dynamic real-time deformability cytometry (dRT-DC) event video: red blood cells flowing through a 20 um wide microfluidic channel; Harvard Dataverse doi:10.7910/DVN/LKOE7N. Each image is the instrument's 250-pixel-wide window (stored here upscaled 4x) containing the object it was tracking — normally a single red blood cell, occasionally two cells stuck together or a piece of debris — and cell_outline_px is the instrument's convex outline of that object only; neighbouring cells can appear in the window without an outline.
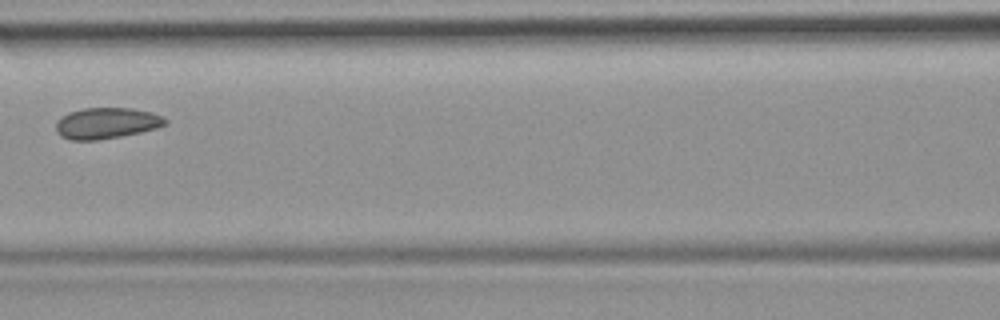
{"species": "common noctule bat (a hibernating species)", "species_latin": "Nyctalus noctula", "temperature_condition": "room temperature", "stored_images_in_passage": 5, "camera_frame_rate_fps": 3000, "um_per_image_px": 0.085, "animal": {"sex": "female", "body_mass_g": 19.9}, "frame": {"image": 1, "passage_image": 4, "time_ms": 4.333, "image_size_px": [1000, 320], "cell_outline_px": [[168, 124], [156, 128], [140, 132], [120, 136], [96, 140], [68, 140], [60, 136], [56, 132], [56, 120], [60, 116], [68, 112], [84, 108], [132, 108], [152, 112], [164, 116], [168, 120]], "centroid_in_image_um": [9.04, 10.46], "position_along_channel_um": 157.6, "area_um2": 20.06}}
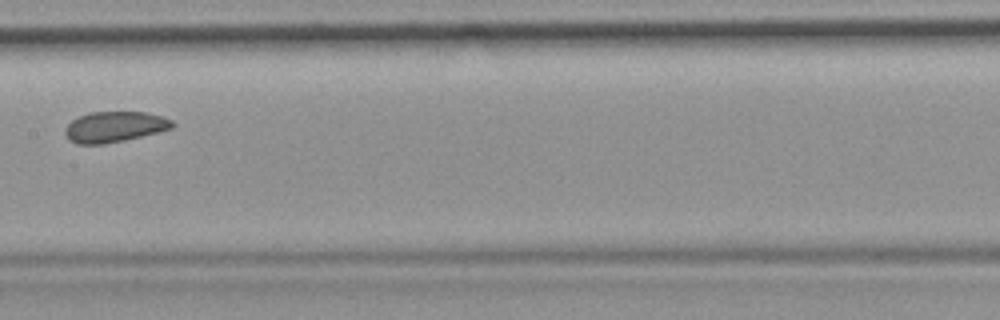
{"frame": {"image": 2, "passage_image": 5, "time_ms": 5.333, "image_size_px": [1000, 320], "cell_outline_px": [[176, 124], [172, 128], [124, 140], [104, 144], [76, 144], [68, 140], [64, 132], [64, 128], [72, 120], [88, 112], [144, 112], [164, 116], [172, 120]], "centroid_in_image_um": [9.71, 10.78], "position_along_channel_um": 197.7, "area_um2": 19.19}}